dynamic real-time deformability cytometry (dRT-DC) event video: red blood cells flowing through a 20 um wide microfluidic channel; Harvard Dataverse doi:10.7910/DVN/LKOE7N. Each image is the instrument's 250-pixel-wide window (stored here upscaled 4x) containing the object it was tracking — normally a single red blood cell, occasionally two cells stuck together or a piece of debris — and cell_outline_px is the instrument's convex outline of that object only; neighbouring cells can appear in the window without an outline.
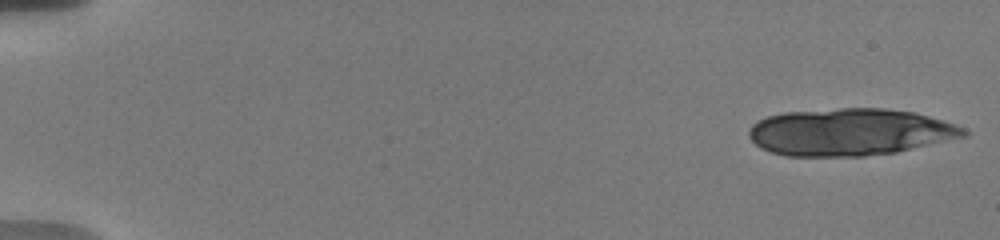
{"species": "human", "species_latin": "Homo sapiens", "temperature_condition": "warm", "stored_images_in_passage": 18, "camera_frame_rate_fps": 3000, "um_per_image_px": 0.085, "donor": {"sex": "male"}, "frame": {"image": 1, "passage_image": 1, "time_ms": 0.0, "image_size_px": [1000, 240], "cell_outline_px": [[968, 136], [896, 152], [864, 156], [788, 156], [772, 152], [760, 148], [748, 136], [748, 128], [756, 120], [768, 116], [784, 112], [840, 108], [884, 108], [916, 112], [964, 128], [968, 132]], "centroid_in_image_um": [72.21, 11.22], "position_along_channel_um": 12.8, "area_um2": 59.07}}